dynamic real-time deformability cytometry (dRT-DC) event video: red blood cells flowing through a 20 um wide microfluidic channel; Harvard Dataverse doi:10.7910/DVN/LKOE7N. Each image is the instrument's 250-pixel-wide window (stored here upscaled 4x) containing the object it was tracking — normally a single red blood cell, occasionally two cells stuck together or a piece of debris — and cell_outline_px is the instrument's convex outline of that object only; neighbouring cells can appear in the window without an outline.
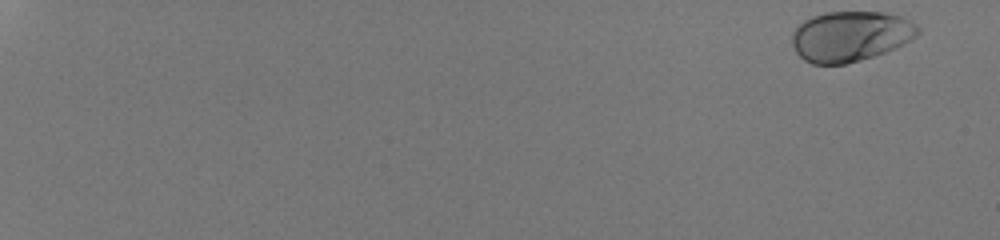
{"species": "human", "species_latin": "Homo sapiens", "temperature_condition": "room temperature", "stored_images_in_passage": 53, "camera_frame_rate_fps": 3000, "um_per_image_px": 0.085, "donor": {"sex": "male"}, "frame": {"image": 1, "passage_image": 1, "time_ms": 0.0, "image_size_px": [1000, 240], "cell_outline_px": [[920, 32], [912, 40], [896, 48], [860, 60], [844, 64], [812, 64], [804, 60], [796, 52], [792, 44], [792, 32], [804, 20], [812, 16], [824, 12], [884, 12], [900, 16], [916, 24], [920, 28]], "centroid_in_image_um": [72.29, 3.07], "position_along_channel_um": 12.7, "area_um2": 36.99}}
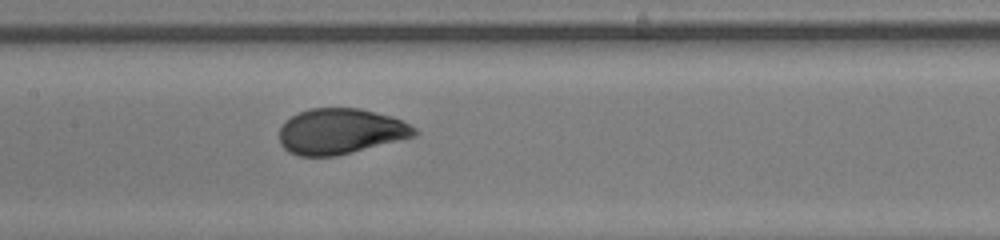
{"frame": {"image": 2, "passage_image": 31, "time_ms": 10.0, "image_size_px": [1000, 240], "cell_outline_px": [[420, 132], [416, 136], [336, 156], [300, 156], [288, 152], [280, 144], [280, 128], [284, 120], [300, 112], [312, 108], [360, 108], [392, 116], [404, 120], [416, 128]], "centroid_in_image_um": [28.97, 11.16], "position_along_channel_um": 178.4, "area_um2": 36.13}}
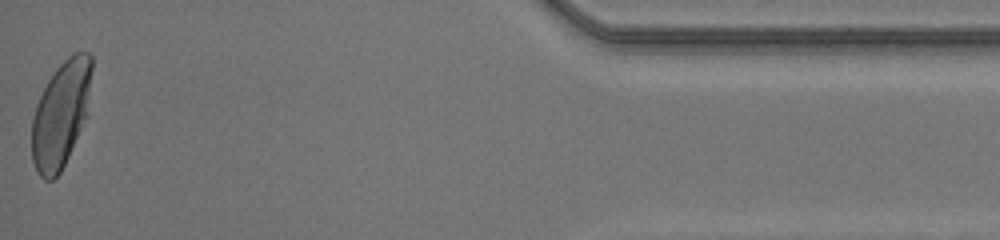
{"frame": {"image": 3, "passage_image": 53, "time_ms": 17.333, "image_size_px": [1000, 240], "cell_outline_px": [[92, 68], [88, 116], [60, 172], [52, 180], [44, 180], [36, 172], [32, 160], [32, 120], [36, 104], [48, 80], [56, 68], [72, 52], [88, 52], [92, 56]], "centroid_in_image_um": [5.19, 9.69], "position_along_channel_um": 430.0, "area_um2": 37.34}, "authors_computed_cell_mechanics": {"area_um2": 36.414, "velocity_mm_per_s": 4.2072, "shape_relaxation_time_tau1_ms": 2.9143, "shape_relaxation_time_tau2_ms": null, "deformation_change_tau1": 0.1532, "deformation_change_tau2": null}}